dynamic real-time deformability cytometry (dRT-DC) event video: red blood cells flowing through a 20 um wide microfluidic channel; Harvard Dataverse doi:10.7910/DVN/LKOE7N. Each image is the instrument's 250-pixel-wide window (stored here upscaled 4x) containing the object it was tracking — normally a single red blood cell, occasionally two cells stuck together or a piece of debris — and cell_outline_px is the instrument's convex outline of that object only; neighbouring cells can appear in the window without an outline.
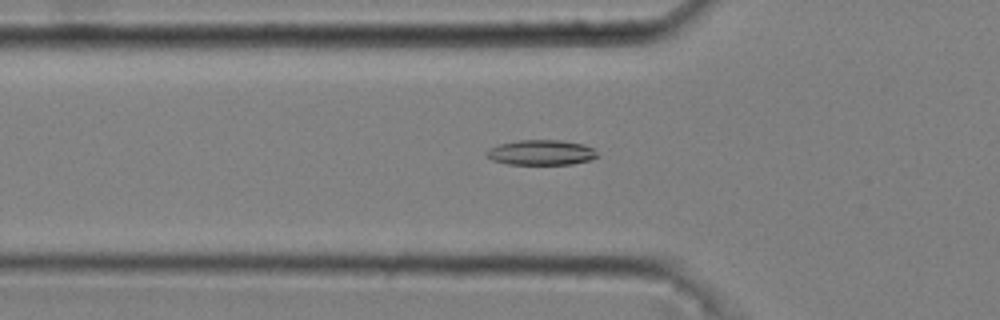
{"species": "common noctule bat (a hibernating species)", "species_latin": "Nyctalus noctula", "temperature_condition": "cold", "stored_images_in_passage": 52, "camera_frame_rate_fps": 3000, "um_per_image_px": 0.085, "animal": {"sex": "male", "body_mass_g": 20.4}, "frame": {"image": 1, "passage_image": 18, "time_ms": 5.667, "image_size_px": [1000, 320], "cell_outline_px": [[600, 156], [592, 160], [572, 164], [508, 164], [492, 160], [484, 156], [484, 152], [488, 148], [500, 144], [516, 140], [560, 140], [584, 144], [592, 148]], "centroid_in_image_um": [45.98, 12.96], "position_along_channel_um": 79.8, "area_um2": 16.47}}
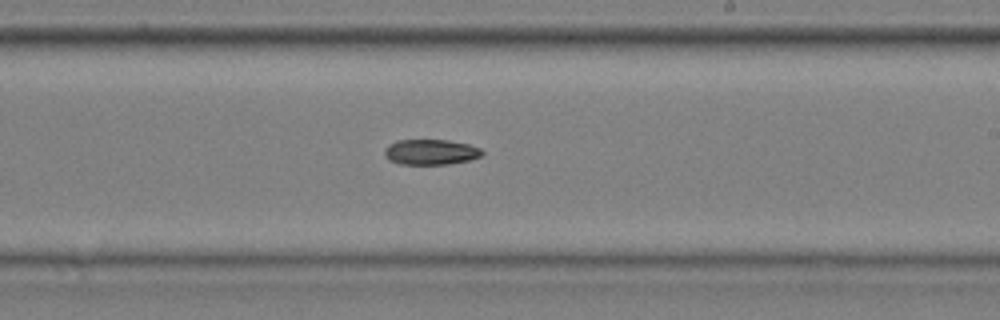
{"frame": {"image": 2, "passage_image": 32, "time_ms": 10.333, "image_size_px": [1000, 320], "cell_outline_px": [[484, 152], [480, 156], [468, 160], [448, 164], [400, 164], [388, 160], [384, 156], [384, 148], [388, 144], [396, 140], [448, 140], [468, 144], [480, 148]], "centroid_in_image_um": [36.56, 12.92], "position_along_channel_um": 252.4, "area_um2": 14.51}}
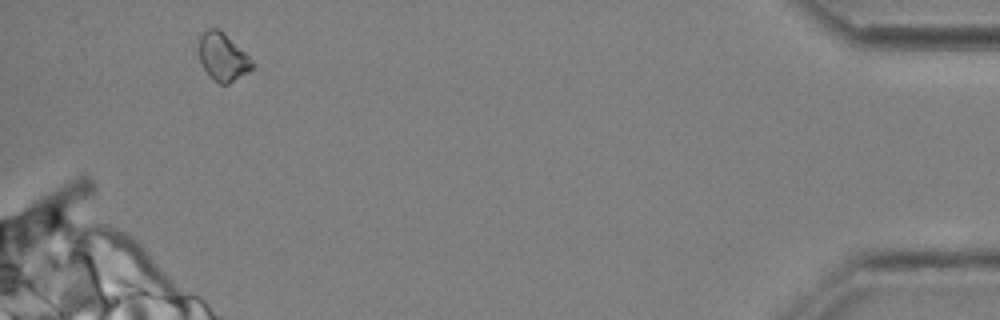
{"frame": {"image": 3, "passage_image": 50, "time_ms": 16.333, "image_size_px": [1000, 320], "cell_outline_px": [[256, 64], [248, 72], [228, 84], [220, 84], [204, 68], [200, 60], [200, 36], [208, 28], [216, 28], [224, 32]], "centroid_in_image_um": [18.96, 4.83], "position_along_channel_um": 416.2, "area_um2": 14.39}}